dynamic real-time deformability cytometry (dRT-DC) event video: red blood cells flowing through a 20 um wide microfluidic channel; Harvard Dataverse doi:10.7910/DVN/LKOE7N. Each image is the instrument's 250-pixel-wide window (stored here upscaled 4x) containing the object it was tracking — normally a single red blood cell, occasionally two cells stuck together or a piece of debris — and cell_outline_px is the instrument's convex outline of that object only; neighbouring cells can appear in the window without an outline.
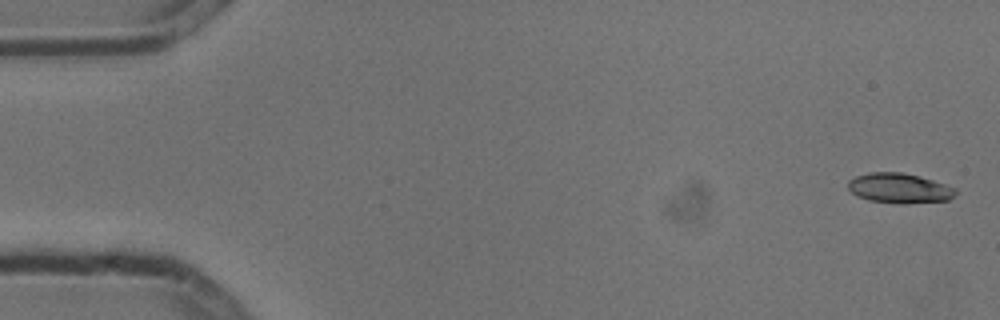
{"species": "common noctule bat (a hibernating species)", "species_latin": "Nyctalus noctula", "temperature_condition": "cold", "stored_images_in_passage": 5, "camera_frame_rate_fps": 3000, "um_per_image_px": 0.085, "animal": {"sex": "male", "body_mass_g": 13.3}, "frame": {"image": 1, "passage_image": 1, "time_ms": 0.0, "image_size_px": [1000, 320], "cell_outline_px": [[956, 196], [948, 200], [904, 204], [900, 204], [868, 200], [856, 196], [848, 188], [848, 180], [856, 176], [868, 172], [904, 172], [920, 176], [956, 188]], "centroid_in_image_um": [76.44, 16.0], "position_along_channel_um": 8.6, "area_um2": 18.96}}
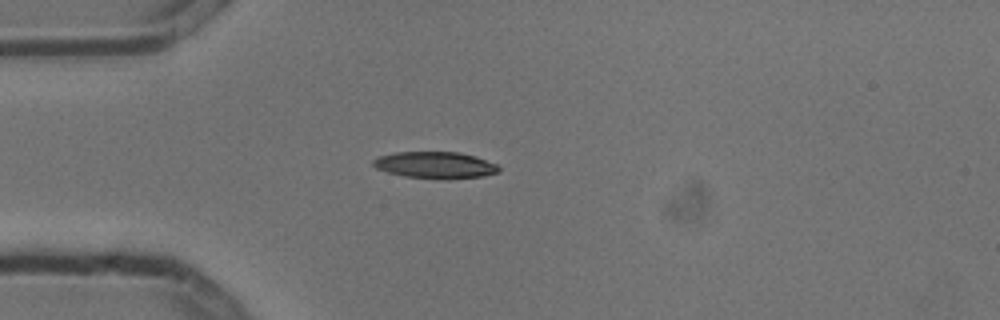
{"frame": {"image": 2, "passage_image": 4, "time_ms": 1.0, "image_size_px": [1000, 320], "cell_outline_px": [[500, 172], [484, 176], [404, 176], [388, 172], [376, 168], [372, 164], [372, 160], [380, 156], [396, 152], [460, 152], [476, 156], [496, 164], [500, 168]], "centroid_in_image_um": [36.98, 13.97], "position_along_channel_um": 48.0, "area_um2": 18.55}}